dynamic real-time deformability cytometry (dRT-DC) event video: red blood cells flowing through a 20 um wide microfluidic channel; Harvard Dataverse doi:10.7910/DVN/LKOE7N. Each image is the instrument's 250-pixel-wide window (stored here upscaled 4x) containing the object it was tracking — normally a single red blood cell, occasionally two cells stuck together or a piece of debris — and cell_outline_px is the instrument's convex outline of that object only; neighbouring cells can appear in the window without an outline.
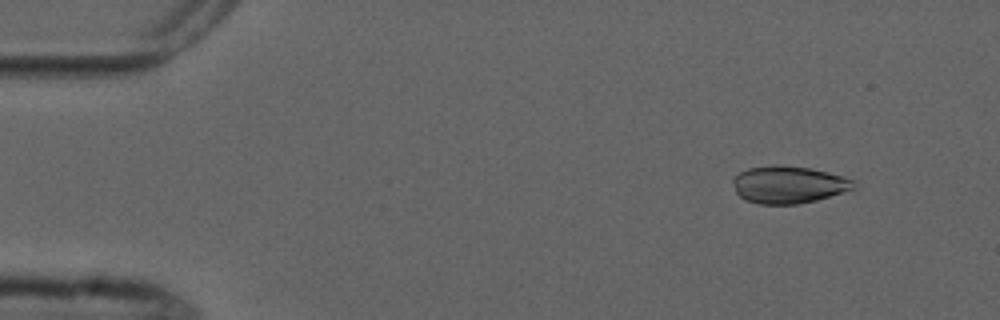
{"species": "common noctule bat (a hibernating species)", "species_latin": "Nyctalus noctula", "temperature_condition": "cold", "stored_images_in_passage": 5, "camera_frame_rate_fps": 3000, "um_per_image_px": 0.085, "animal": {"sex": "male", "forearm_length_mm": 52.5}, "frame": {"image": 1, "passage_image": 1, "time_ms": 0.0, "image_size_px": [1000, 320], "cell_outline_px": [[856, 188], [844, 192], [816, 200], [796, 204], [760, 204], [744, 200], [736, 192], [732, 180], [732, 176], [748, 168], [772, 164], [776, 164], [812, 168], [844, 176], [856, 180]], "centroid_in_image_um": [67.03, 15.68], "position_along_channel_um": 18.0, "area_um2": 26.65}}
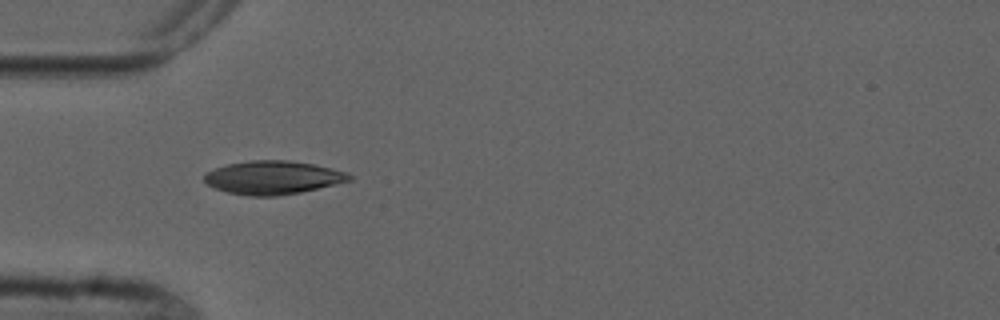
{"frame": {"image": 2, "passage_image": 4, "time_ms": 3.667, "image_size_px": [1000, 320], "cell_outline_px": [[352, 180], [300, 192], [276, 196], [248, 196], [228, 192], [216, 188], [208, 184], [204, 180], [204, 172], [228, 164], [252, 160], [288, 160], [312, 164], [332, 168], [348, 172], [352, 176]], "centroid_in_image_um": [23.2, 15.09], "position_along_channel_um": 61.8, "area_um2": 28.09}}
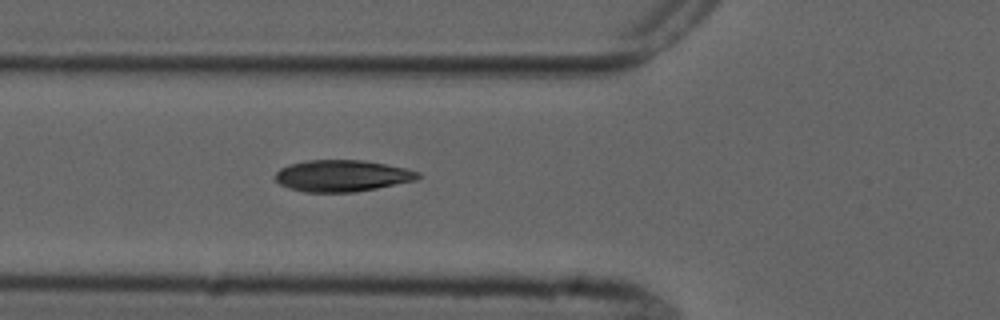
{"frame": {"image": 3, "passage_image": 5, "time_ms": 4.667, "image_size_px": [1000, 320], "cell_outline_px": [[420, 176], [416, 180], [356, 192], [304, 192], [288, 188], [280, 184], [272, 176], [280, 168], [288, 164], [304, 160], [364, 160], [404, 168], [420, 172]], "centroid_in_image_um": [29.02, 14.94], "position_along_channel_um": 96.8, "area_um2": 26.36}}